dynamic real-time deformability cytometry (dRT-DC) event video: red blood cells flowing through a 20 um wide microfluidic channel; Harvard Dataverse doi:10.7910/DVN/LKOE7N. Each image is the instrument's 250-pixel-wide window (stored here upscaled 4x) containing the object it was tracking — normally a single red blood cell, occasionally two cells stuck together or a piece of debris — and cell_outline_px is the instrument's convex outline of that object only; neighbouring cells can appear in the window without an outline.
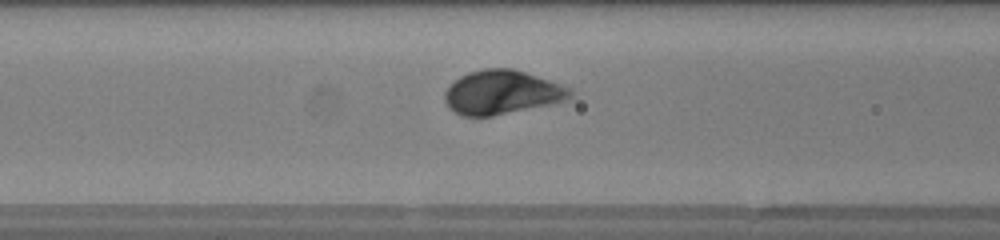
{"species": "human", "species_latin": "Homo sapiens", "temperature_condition": "warm", "stored_images_in_passage": 45, "camera_frame_rate_fps": 3000, "um_per_image_px": 0.085, "donor": {"sex": "female"}, "frame": {"image": 1, "passage_image": 15, "time_ms": 4.667, "image_size_px": [1000, 240], "cell_outline_px": [[576, 92], [568, 100], [552, 104], [492, 116], [460, 116], [452, 112], [448, 108], [444, 100], [444, 92], [460, 76], [468, 72], [484, 68], [512, 68], [572, 88]], "centroid_in_image_um": [42.67, 7.86], "position_along_channel_um": 123.9, "area_um2": 32.37}}
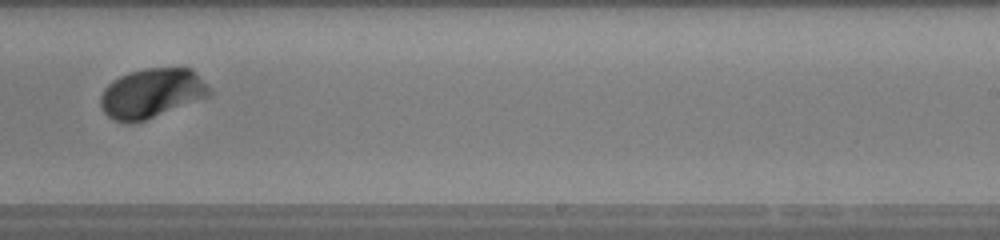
{"frame": {"image": 2, "passage_image": 26, "time_ms": 8.333, "image_size_px": [1000, 240], "cell_outline_px": [[212, 92], [208, 96], [144, 120], [132, 124], [128, 124], [112, 120], [100, 108], [100, 96], [104, 88], [112, 80], [120, 76], [144, 68], [188, 68], [212, 88]], "centroid_in_image_um": [12.83, 7.94], "position_along_channel_um": 276.2, "area_um2": 31.15}}
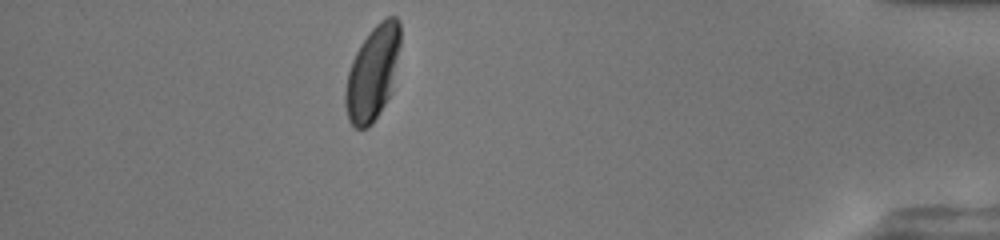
{"frame": {"image": 3, "passage_image": 39, "time_ms": 12.667, "image_size_px": [1000, 240], "cell_outline_px": [[400, 44], [392, 92], [372, 124], [368, 128], [356, 128], [348, 120], [344, 104], [344, 92], [348, 72], [352, 60], [360, 44], [368, 32], [380, 20], [388, 16], [396, 16], [400, 20]], "centroid_in_image_um": [31.67, 6.2], "position_along_channel_um": 403.5, "area_um2": 30.46}, "authors_computed_cell_mechanics": {"area_um2": 31.9056, "velocity_mm_per_s": 4.1658, "shape_relaxation_time_tau1_ms": 1.4483, "shape_relaxation_time_tau2_ms": null, "deformation_change_tau1": 0.1384, "deformation_change_tau2": null}}